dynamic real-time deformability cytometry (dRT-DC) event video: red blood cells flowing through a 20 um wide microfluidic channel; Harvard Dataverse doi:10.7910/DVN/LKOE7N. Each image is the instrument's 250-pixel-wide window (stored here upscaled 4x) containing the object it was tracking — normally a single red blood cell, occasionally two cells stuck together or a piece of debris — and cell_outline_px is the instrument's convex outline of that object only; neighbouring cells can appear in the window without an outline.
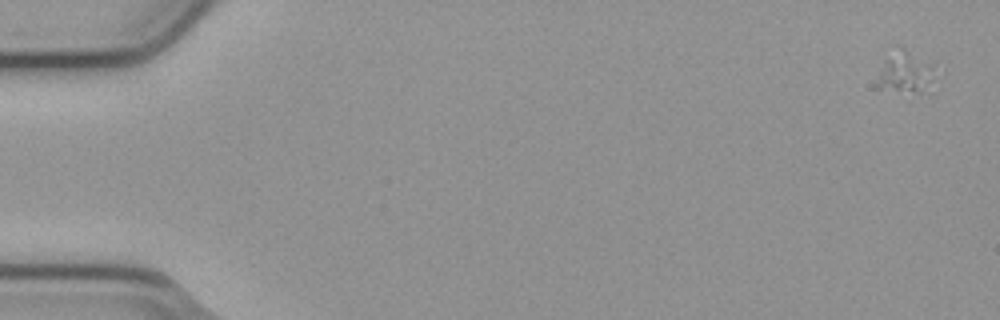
{"species": "common noctule bat (a hibernating species)", "species_latin": "Nyctalus noctula", "temperature_condition": "cold", "stored_images_in_passage": 11, "camera_frame_rate_fps": 3000, "um_per_image_px": 0.085, "animal": {"sex": "male", "body_mass_g": 23.1, "forearm_length_mm": 52.7}, "frame": {"image": 1, "passage_image": 1, "time_ms": 0.0, "image_size_px": [1000, 320], "cell_outline_px": [[944, 76], [920, 92], [876, 88], [876, 80], [892, 44], [904, 48], [932, 64], [944, 72]], "centroid_in_image_um": [77.07, 6.1], "position_along_channel_um": 7.9, "area_um2": 14.8}}